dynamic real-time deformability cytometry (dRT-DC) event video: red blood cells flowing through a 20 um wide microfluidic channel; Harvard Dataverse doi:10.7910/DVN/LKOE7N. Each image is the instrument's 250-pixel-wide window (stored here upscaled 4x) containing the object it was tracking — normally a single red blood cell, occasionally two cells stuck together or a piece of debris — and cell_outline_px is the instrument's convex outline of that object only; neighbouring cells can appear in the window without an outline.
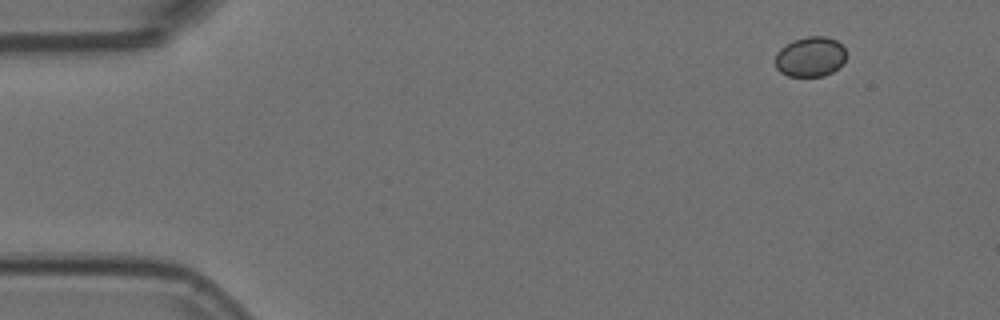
{"species": "Egyptian fruit bat (a non-hibernating species)", "species_latin": "Rousettus aegyptiacus", "temperature_condition": "room temperature", "stored_images_in_passage": 5, "camera_frame_rate_fps": 3000, "um_per_image_px": 0.085, "animal": {"sex": "female"}, "frame": {"image": 1, "passage_image": 1, "time_ms": 0.0, "image_size_px": [1000, 320], "cell_outline_px": [[844, 60], [832, 72], [824, 76], [788, 76], [780, 72], [776, 68], [776, 52], [780, 48], [792, 40], [808, 36], [824, 36], [836, 40], [844, 48]], "centroid_in_image_um": [68.83, 4.82], "position_along_channel_um": 16.2, "area_um2": 16.42}}